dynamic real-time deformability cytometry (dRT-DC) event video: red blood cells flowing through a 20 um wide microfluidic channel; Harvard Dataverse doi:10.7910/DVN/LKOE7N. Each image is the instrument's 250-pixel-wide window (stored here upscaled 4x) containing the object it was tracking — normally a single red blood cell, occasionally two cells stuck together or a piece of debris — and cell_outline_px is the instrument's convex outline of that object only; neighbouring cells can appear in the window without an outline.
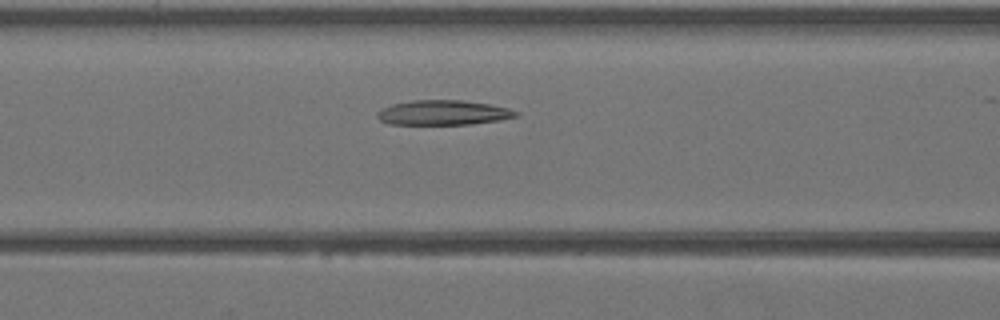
{"species": "Egyptian fruit bat (a non-hibernating species)", "species_latin": "Rousettus aegyptiacus", "temperature_condition": "warm", "stored_images_in_passage": 35, "camera_frame_rate_fps": 3000, "um_per_image_px": 0.085, "animal": {"sex": "female"}, "frame": {"image": 1, "passage_image": 13, "time_ms": 4.0, "image_size_px": [1000, 320], "cell_outline_px": [[520, 116], [500, 120], [472, 124], [388, 124], [380, 120], [376, 116], [376, 112], [392, 104], [412, 100], [464, 100], [488, 104], [508, 108], [520, 112]], "centroid_in_image_um": [37.7, 9.57], "position_along_channel_um": 128.9, "area_um2": 20.11}}
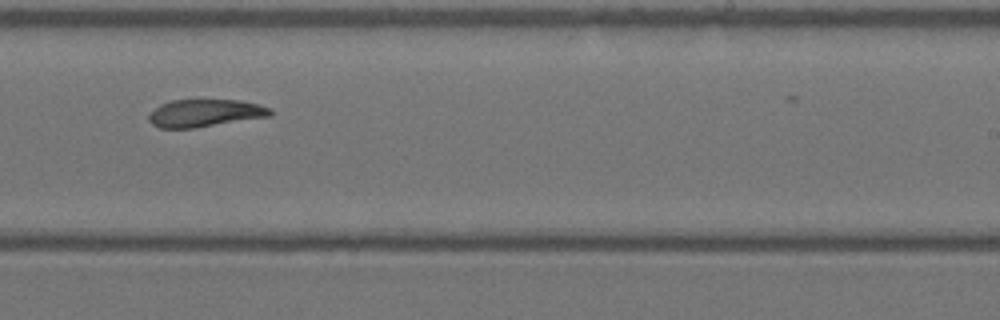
{"frame": {"image": 2, "passage_image": 22, "time_ms": 7.0, "image_size_px": [1000, 320], "cell_outline_px": [[272, 116], [196, 128], [160, 128], [152, 124], [148, 120], [148, 116], [160, 104], [172, 100], [236, 100], [260, 104], [272, 108]], "centroid_in_image_um": [17.46, 9.62], "position_along_channel_um": 271.5, "area_um2": 19.59}}
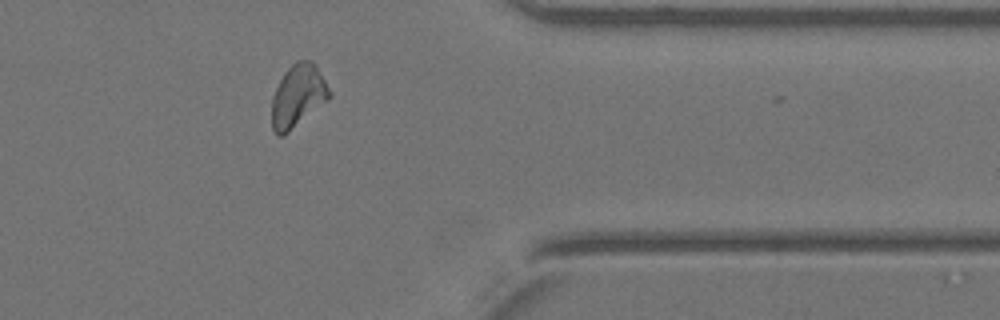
{"frame": {"image": 3, "passage_image": 30, "time_ms": 9.667, "image_size_px": [1000, 320], "cell_outline_px": [[332, 96], [328, 100], [284, 136], [276, 136], [272, 128], [272, 96], [284, 72], [296, 60], [312, 60], [316, 64], [332, 92]], "centroid_in_image_um": [25.33, 8.15], "position_along_channel_um": 386.1, "area_um2": 21.27}}